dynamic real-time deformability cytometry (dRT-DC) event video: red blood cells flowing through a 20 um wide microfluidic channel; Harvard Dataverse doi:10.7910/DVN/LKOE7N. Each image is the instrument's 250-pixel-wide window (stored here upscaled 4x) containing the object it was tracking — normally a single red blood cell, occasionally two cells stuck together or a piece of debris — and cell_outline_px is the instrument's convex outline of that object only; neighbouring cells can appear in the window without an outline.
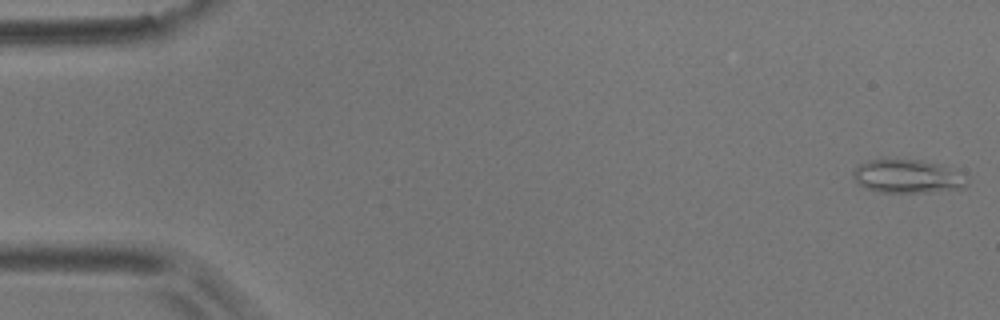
{"species": "common noctule bat (a hibernating species)", "species_latin": "Nyctalus noctula", "temperature_condition": "room temperature", "stored_images_in_passage": 6, "camera_frame_rate_fps": 3000, "um_per_image_px": 0.085, "animal": {"sex": "male", "body_mass_g": 17.9}, "frame": {"image": 1, "passage_image": 1, "time_ms": 0.0, "image_size_px": [1000, 320], "cell_outline_px": [[968, 184], [964, 188], [924, 192], [880, 192], [856, 184], [852, 176], [852, 172], [860, 164], [868, 160], [920, 160], [940, 164], [968, 180]], "centroid_in_image_um": [77.07, 15.0], "position_along_channel_um": 7.9, "area_um2": 21.73}}